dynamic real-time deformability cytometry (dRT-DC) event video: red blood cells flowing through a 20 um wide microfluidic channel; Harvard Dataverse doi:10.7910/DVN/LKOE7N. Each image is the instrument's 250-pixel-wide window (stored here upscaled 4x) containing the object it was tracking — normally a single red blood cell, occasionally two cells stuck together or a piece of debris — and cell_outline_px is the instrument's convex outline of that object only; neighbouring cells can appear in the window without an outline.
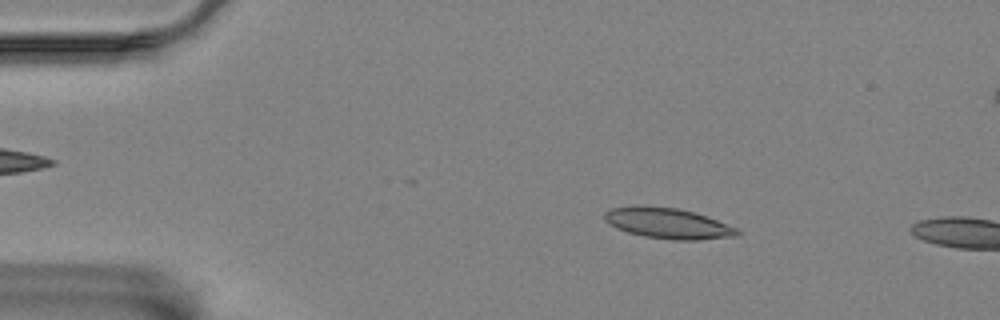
{"species": "Egyptian fruit bat (a non-hibernating species)", "species_latin": "Rousettus aegyptiacus", "temperature_condition": "room temperature", "stored_images_in_passage": 4, "camera_frame_rate_fps": 3000, "um_per_image_px": 0.085, "animal": {"sex": "female"}, "frame": {"image": 1, "passage_image": 1, "time_ms": 0.0, "image_size_px": [1000, 320], "cell_outline_px": [[740, 232], [736, 236], [696, 240], [676, 240], [644, 236], [628, 232], [616, 228], [608, 224], [604, 220], [604, 212], [612, 208], [676, 208], [692, 212], [716, 220], [736, 228]], "centroid_in_image_um": [56.77, 19.02], "position_along_channel_um": 28.2, "area_um2": 22.66}}